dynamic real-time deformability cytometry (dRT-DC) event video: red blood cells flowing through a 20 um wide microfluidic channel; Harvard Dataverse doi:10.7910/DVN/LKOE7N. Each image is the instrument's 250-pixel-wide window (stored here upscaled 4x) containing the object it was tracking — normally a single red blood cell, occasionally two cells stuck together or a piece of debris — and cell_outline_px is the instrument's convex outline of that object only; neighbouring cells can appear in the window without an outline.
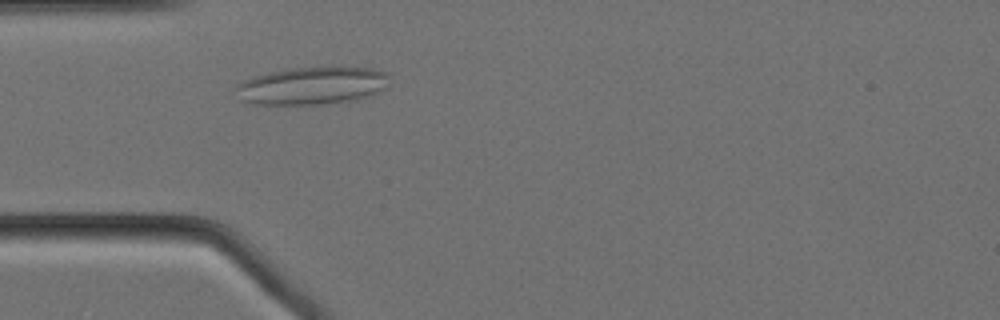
{"species": "Egyptian fruit bat (a non-hibernating species)", "species_latin": "Rousettus aegyptiacus", "temperature_condition": "cold", "stored_images_in_passage": 51, "camera_frame_rate_fps": 3000, "um_per_image_px": 0.085, "animal": {"sex": "female"}, "frame": {"image": 1, "passage_image": 10, "time_ms": 3.0, "image_size_px": [1000, 320], "cell_outline_px": [[388, 88], [368, 96], [356, 100], [320, 104], [256, 104], [240, 100], [236, 88], [236, 84], [244, 80], [268, 72], [292, 68], [372, 68], [388, 72]], "centroid_in_image_um": [26.55, 7.29], "position_along_channel_um": 58.4, "area_um2": 33.47}}
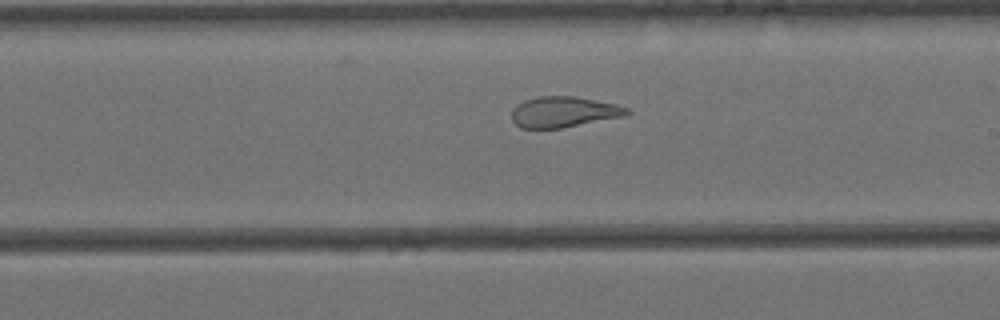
{"frame": {"image": 2, "passage_image": 26, "time_ms": 8.333, "image_size_px": [1000, 320], "cell_outline_px": [[632, 112], [628, 116], [560, 128], [520, 128], [512, 120], [512, 108], [516, 104], [524, 100], [536, 96], [576, 96], [616, 104], [628, 108]], "centroid_in_image_um": [47.94, 9.51], "position_along_channel_um": 241.1, "area_um2": 20.92}}
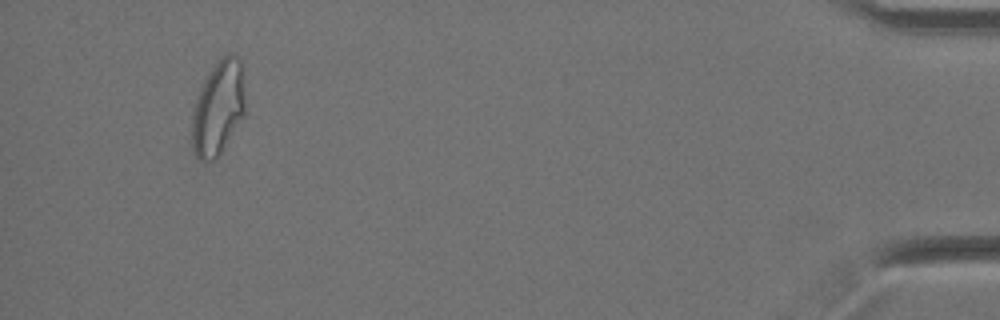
{"frame": {"image": 3, "passage_image": 48, "time_ms": 15.667, "image_size_px": [1000, 320], "cell_outline_px": [[244, 116], [216, 160], [204, 164], [196, 156], [192, 148], [192, 112], [196, 96], [208, 72], [228, 52], [232, 52], [240, 56], [244, 96]], "centroid_in_image_um": [18.53, 9.21], "position_along_channel_um": 416.7, "area_um2": 29.54}, "authors_computed_cell_mechanics": {"area_um2": 26.0678, "velocity_mm_per_s": 3.4376, "shape_relaxation_time_tau1_ms": null, "shape_relaxation_time_tau2_ms": 1.6742, "deformation_change_tau1": null, "deformation_change_tau2": 0.1013}}